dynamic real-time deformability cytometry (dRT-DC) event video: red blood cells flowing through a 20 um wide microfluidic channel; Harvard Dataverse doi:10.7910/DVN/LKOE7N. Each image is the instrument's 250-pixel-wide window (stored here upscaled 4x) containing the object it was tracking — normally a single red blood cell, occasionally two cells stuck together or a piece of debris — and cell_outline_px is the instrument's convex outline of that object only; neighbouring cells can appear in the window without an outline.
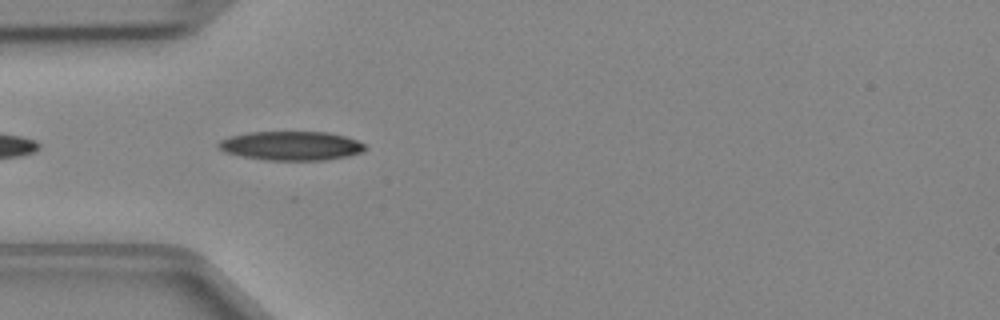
{"species": "Egyptian fruit bat (a non-hibernating species)", "species_latin": "Rousettus aegyptiacus", "temperature_condition": "cold", "stored_images_in_passage": 9, "camera_frame_rate_fps": 3000, "um_per_image_px": 0.085, "animal": {"sex": "female"}, "frame": {"image": 1, "passage_image": 2, "time_ms": 0.333, "image_size_px": [1000, 320], "cell_outline_px": [[368, 148], [364, 152], [348, 156], [324, 160], [264, 160], [240, 156], [224, 152], [216, 144], [220, 140], [228, 136], [248, 132], [328, 132], [344, 136], [356, 140], [364, 144]], "centroid_in_image_um": [24.74, 12.39], "position_along_channel_um": 60.3, "area_um2": 25.03}}